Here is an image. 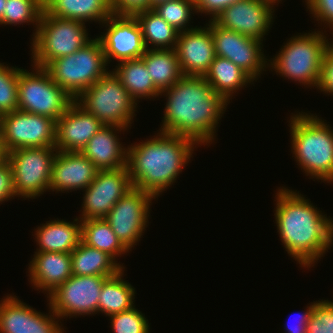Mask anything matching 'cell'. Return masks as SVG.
Wrapping results in <instances>:
<instances>
[{
	"instance_id": "obj_2",
	"label": "cell",
	"mask_w": 333,
	"mask_h": 333,
	"mask_svg": "<svg viewBox=\"0 0 333 333\" xmlns=\"http://www.w3.org/2000/svg\"><path fill=\"white\" fill-rule=\"evenodd\" d=\"M275 197V223L284 248L300 267H313L333 245L332 218L299 191L280 187Z\"/></svg>"
},
{
	"instance_id": "obj_27",
	"label": "cell",
	"mask_w": 333,
	"mask_h": 333,
	"mask_svg": "<svg viewBox=\"0 0 333 333\" xmlns=\"http://www.w3.org/2000/svg\"><path fill=\"white\" fill-rule=\"evenodd\" d=\"M70 254L72 275L112 277L125 269L123 264L117 263L110 255L86 245L82 240Z\"/></svg>"
},
{
	"instance_id": "obj_9",
	"label": "cell",
	"mask_w": 333,
	"mask_h": 333,
	"mask_svg": "<svg viewBox=\"0 0 333 333\" xmlns=\"http://www.w3.org/2000/svg\"><path fill=\"white\" fill-rule=\"evenodd\" d=\"M18 71V110L58 120L75 101L44 67Z\"/></svg>"
},
{
	"instance_id": "obj_13",
	"label": "cell",
	"mask_w": 333,
	"mask_h": 333,
	"mask_svg": "<svg viewBox=\"0 0 333 333\" xmlns=\"http://www.w3.org/2000/svg\"><path fill=\"white\" fill-rule=\"evenodd\" d=\"M153 199L156 198L151 193L133 187L104 218L117 238L130 251L143 237L148 226L149 208Z\"/></svg>"
},
{
	"instance_id": "obj_30",
	"label": "cell",
	"mask_w": 333,
	"mask_h": 333,
	"mask_svg": "<svg viewBox=\"0 0 333 333\" xmlns=\"http://www.w3.org/2000/svg\"><path fill=\"white\" fill-rule=\"evenodd\" d=\"M124 268L116 275L109 277L101 288L98 313L105 314L106 317L115 313H120L131 309L135 302V288L125 279Z\"/></svg>"
},
{
	"instance_id": "obj_10",
	"label": "cell",
	"mask_w": 333,
	"mask_h": 333,
	"mask_svg": "<svg viewBox=\"0 0 333 333\" xmlns=\"http://www.w3.org/2000/svg\"><path fill=\"white\" fill-rule=\"evenodd\" d=\"M55 147L15 149L5 154L13 174L17 197L35 199L49 191Z\"/></svg>"
},
{
	"instance_id": "obj_25",
	"label": "cell",
	"mask_w": 333,
	"mask_h": 333,
	"mask_svg": "<svg viewBox=\"0 0 333 333\" xmlns=\"http://www.w3.org/2000/svg\"><path fill=\"white\" fill-rule=\"evenodd\" d=\"M44 10L56 17L102 23L112 14L110 0H48Z\"/></svg>"
},
{
	"instance_id": "obj_45",
	"label": "cell",
	"mask_w": 333,
	"mask_h": 333,
	"mask_svg": "<svg viewBox=\"0 0 333 333\" xmlns=\"http://www.w3.org/2000/svg\"><path fill=\"white\" fill-rule=\"evenodd\" d=\"M6 0H0V23L3 20V12L5 10Z\"/></svg>"
},
{
	"instance_id": "obj_40",
	"label": "cell",
	"mask_w": 333,
	"mask_h": 333,
	"mask_svg": "<svg viewBox=\"0 0 333 333\" xmlns=\"http://www.w3.org/2000/svg\"><path fill=\"white\" fill-rule=\"evenodd\" d=\"M317 88L333 96V50L329 47L322 58L320 81Z\"/></svg>"
},
{
	"instance_id": "obj_47",
	"label": "cell",
	"mask_w": 333,
	"mask_h": 333,
	"mask_svg": "<svg viewBox=\"0 0 333 333\" xmlns=\"http://www.w3.org/2000/svg\"><path fill=\"white\" fill-rule=\"evenodd\" d=\"M5 157V153L4 152H0V160L3 159Z\"/></svg>"
},
{
	"instance_id": "obj_16",
	"label": "cell",
	"mask_w": 333,
	"mask_h": 333,
	"mask_svg": "<svg viewBox=\"0 0 333 333\" xmlns=\"http://www.w3.org/2000/svg\"><path fill=\"white\" fill-rule=\"evenodd\" d=\"M280 1L239 0L226 7L214 22L224 29L263 41L274 21V5Z\"/></svg>"
},
{
	"instance_id": "obj_31",
	"label": "cell",
	"mask_w": 333,
	"mask_h": 333,
	"mask_svg": "<svg viewBox=\"0 0 333 333\" xmlns=\"http://www.w3.org/2000/svg\"><path fill=\"white\" fill-rule=\"evenodd\" d=\"M142 31L146 49H175L179 31L168 24L155 10L134 14ZM149 45H152L151 48Z\"/></svg>"
},
{
	"instance_id": "obj_3",
	"label": "cell",
	"mask_w": 333,
	"mask_h": 333,
	"mask_svg": "<svg viewBox=\"0 0 333 333\" xmlns=\"http://www.w3.org/2000/svg\"><path fill=\"white\" fill-rule=\"evenodd\" d=\"M151 138L127 147V169L133 187L158 198L177 180L199 145L191 138L161 131Z\"/></svg>"
},
{
	"instance_id": "obj_34",
	"label": "cell",
	"mask_w": 333,
	"mask_h": 333,
	"mask_svg": "<svg viewBox=\"0 0 333 333\" xmlns=\"http://www.w3.org/2000/svg\"><path fill=\"white\" fill-rule=\"evenodd\" d=\"M153 10L179 32L194 29L188 26L192 14L196 12L195 0H169L158 4Z\"/></svg>"
},
{
	"instance_id": "obj_8",
	"label": "cell",
	"mask_w": 333,
	"mask_h": 333,
	"mask_svg": "<svg viewBox=\"0 0 333 333\" xmlns=\"http://www.w3.org/2000/svg\"><path fill=\"white\" fill-rule=\"evenodd\" d=\"M106 66L102 45L93 38L80 50L52 60L45 69L55 83L76 99L109 72Z\"/></svg>"
},
{
	"instance_id": "obj_11",
	"label": "cell",
	"mask_w": 333,
	"mask_h": 333,
	"mask_svg": "<svg viewBox=\"0 0 333 333\" xmlns=\"http://www.w3.org/2000/svg\"><path fill=\"white\" fill-rule=\"evenodd\" d=\"M3 152L33 147H55L56 120L15 110L0 116Z\"/></svg>"
},
{
	"instance_id": "obj_35",
	"label": "cell",
	"mask_w": 333,
	"mask_h": 333,
	"mask_svg": "<svg viewBox=\"0 0 333 333\" xmlns=\"http://www.w3.org/2000/svg\"><path fill=\"white\" fill-rule=\"evenodd\" d=\"M0 63V116L18 109V71Z\"/></svg>"
},
{
	"instance_id": "obj_36",
	"label": "cell",
	"mask_w": 333,
	"mask_h": 333,
	"mask_svg": "<svg viewBox=\"0 0 333 333\" xmlns=\"http://www.w3.org/2000/svg\"><path fill=\"white\" fill-rule=\"evenodd\" d=\"M109 317L114 333H150L148 319L135 306Z\"/></svg>"
},
{
	"instance_id": "obj_14",
	"label": "cell",
	"mask_w": 333,
	"mask_h": 333,
	"mask_svg": "<svg viewBox=\"0 0 333 333\" xmlns=\"http://www.w3.org/2000/svg\"><path fill=\"white\" fill-rule=\"evenodd\" d=\"M211 33L214 40L215 55L232 61L245 71L253 80L261 76L268 68L262 41L242 35L236 31L224 29L211 21Z\"/></svg>"
},
{
	"instance_id": "obj_26",
	"label": "cell",
	"mask_w": 333,
	"mask_h": 333,
	"mask_svg": "<svg viewBox=\"0 0 333 333\" xmlns=\"http://www.w3.org/2000/svg\"><path fill=\"white\" fill-rule=\"evenodd\" d=\"M203 77L228 103L232 100L234 92L236 93L254 81L232 61L219 56H215Z\"/></svg>"
},
{
	"instance_id": "obj_48",
	"label": "cell",
	"mask_w": 333,
	"mask_h": 333,
	"mask_svg": "<svg viewBox=\"0 0 333 333\" xmlns=\"http://www.w3.org/2000/svg\"><path fill=\"white\" fill-rule=\"evenodd\" d=\"M0 152H3L2 146H1V137H0Z\"/></svg>"
},
{
	"instance_id": "obj_29",
	"label": "cell",
	"mask_w": 333,
	"mask_h": 333,
	"mask_svg": "<svg viewBox=\"0 0 333 333\" xmlns=\"http://www.w3.org/2000/svg\"><path fill=\"white\" fill-rule=\"evenodd\" d=\"M141 58L160 92L183 77L175 49H146Z\"/></svg>"
},
{
	"instance_id": "obj_32",
	"label": "cell",
	"mask_w": 333,
	"mask_h": 333,
	"mask_svg": "<svg viewBox=\"0 0 333 333\" xmlns=\"http://www.w3.org/2000/svg\"><path fill=\"white\" fill-rule=\"evenodd\" d=\"M81 240L86 245L107 253L114 260L129 252L105 219L81 220Z\"/></svg>"
},
{
	"instance_id": "obj_44",
	"label": "cell",
	"mask_w": 333,
	"mask_h": 333,
	"mask_svg": "<svg viewBox=\"0 0 333 333\" xmlns=\"http://www.w3.org/2000/svg\"><path fill=\"white\" fill-rule=\"evenodd\" d=\"M169 0H149V9H153L155 6H157L160 3L167 2Z\"/></svg>"
},
{
	"instance_id": "obj_4",
	"label": "cell",
	"mask_w": 333,
	"mask_h": 333,
	"mask_svg": "<svg viewBox=\"0 0 333 333\" xmlns=\"http://www.w3.org/2000/svg\"><path fill=\"white\" fill-rule=\"evenodd\" d=\"M291 151L296 163L311 179L333 183V130L311 113L290 116Z\"/></svg>"
},
{
	"instance_id": "obj_18",
	"label": "cell",
	"mask_w": 333,
	"mask_h": 333,
	"mask_svg": "<svg viewBox=\"0 0 333 333\" xmlns=\"http://www.w3.org/2000/svg\"><path fill=\"white\" fill-rule=\"evenodd\" d=\"M3 298L0 301V333L65 332L63 325L58 323L61 318L51 310L49 303V314H44L18 299L16 295L9 294Z\"/></svg>"
},
{
	"instance_id": "obj_43",
	"label": "cell",
	"mask_w": 333,
	"mask_h": 333,
	"mask_svg": "<svg viewBox=\"0 0 333 333\" xmlns=\"http://www.w3.org/2000/svg\"><path fill=\"white\" fill-rule=\"evenodd\" d=\"M315 303H316L315 301L312 302L311 304L309 303V306H307L306 309H304L305 310L304 313L302 314L298 313L299 319H297L298 321H296L298 323L293 325L288 324L287 328L285 329L286 333H307L306 331L307 323L309 322V318Z\"/></svg>"
},
{
	"instance_id": "obj_41",
	"label": "cell",
	"mask_w": 333,
	"mask_h": 333,
	"mask_svg": "<svg viewBox=\"0 0 333 333\" xmlns=\"http://www.w3.org/2000/svg\"><path fill=\"white\" fill-rule=\"evenodd\" d=\"M110 8L113 14L134 15L149 9V0H110Z\"/></svg>"
},
{
	"instance_id": "obj_12",
	"label": "cell",
	"mask_w": 333,
	"mask_h": 333,
	"mask_svg": "<svg viewBox=\"0 0 333 333\" xmlns=\"http://www.w3.org/2000/svg\"><path fill=\"white\" fill-rule=\"evenodd\" d=\"M108 278L97 275H72L47 296L51 310L61 320L68 316L71 318L97 314L101 288Z\"/></svg>"
},
{
	"instance_id": "obj_42",
	"label": "cell",
	"mask_w": 333,
	"mask_h": 333,
	"mask_svg": "<svg viewBox=\"0 0 333 333\" xmlns=\"http://www.w3.org/2000/svg\"><path fill=\"white\" fill-rule=\"evenodd\" d=\"M239 0H195L196 13H203L214 19L228 6Z\"/></svg>"
},
{
	"instance_id": "obj_38",
	"label": "cell",
	"mask_w": 333,
	"mask_h": 333,
	"mask_svg": "<svg viewBox=\"0 0 333 333\" xmlns=\"http://www.w3.org/2000/svg\"><path fill=\"white\" fill-rule=\"evenodd\" d=\"M305 3L314 20L333 29V0H305Z\"/></svg>"
},
{
	"instance_id": "obj_20",
	"label": "cell",
	"mask_w": 333,
	"mask_h": 333,
	"mask_svg": "<svg viewBox=\"0 0 333 333\" xmlns=\"http://www.w3.org/2000/svg\"><path fill=\"white\" fill-rule=\"evenodd\" d=\"M98 171L81 152L57 151L52 163L49 191L65 193L85 190L96 178Z\"/></svg>"
},
{
	"instance_id": "obj_46",
	"label": "cell",
	"mask_w": 333,
	"mask_h": 333,
	"mask_svg": "<svg viewBox=\"0 0 333 333\" xmlns=\"http://www.w3.org/2000/svg\"><path fill=\"white\" fill-rule=\"evenodd\" d=\"M332 34H333V32H332ZM332 40H331V42L329 41V47L333 50V41Z\"/></svg>"
},
{
	"instance_id": "obj_19",
	"label": "cell",
	"mask_w": 333,
	"mask_h": 333,
	"mask_svg": "<svg viewBox=\"0 0 333 333\" xmlns=\"http://www.w3.org/2000/svg\"><path fill=\"white\" fill-rule=\"evenodd\" d=\"M175 51L183 76H204L216 56L211 20L205 27L179 32Z\"/></svg>"
},
{
	"instance_id": "obj_23",
	"label": "cell",
	"mask_w": 333,
	"mask_h": 333,
	"mask_svg": "<svg viewBox=\"0 0 333 333\" xmlns=\"http://www.w3.org/2000/svg\"><path fill=\"white\" fill-rule=\"evenodd\" d=\"M28 266L29 279L36 290L51 294L72 276L71 254L61 252H34Z\"/></svg>"
},
{
	"instance_id": "obj_21",
	"label": "cell",
	"mask_w": 333,
	"mask_h": 333,
	"mask_svg": "<svg viewBox=\"0 0 333 333\" xmlns=\"http://www.w3.org/2000/svg\"><path fill=\"white\" fill-rule=\"evenodd\" d=\"M103 126L93 114L74 101L56 121L55 148L58 151L81 152Z\"/></svg>"
},
{
	"instance_id": "obj_39",
	"label": "cell",
	"mask_w": 333,
	"mask_h": 333,
	"mask_svg": "<svg viewBox=\"0 0 333 333\" xmlns=\"http://www.w3.org/2000/svg\"><path fill=\"white\" fill-rule=\"evenodd\" d=\"M16 193L13 186V174L9 161L4 157L0 160V204L14 199Z\"/></svg>"
},
{
	"instance_id": "obj_22",
	"label": "cell",
	"mask_w": 333,
	"mask_h": 333,
	"mask_svg": "<svg viewBox=\"0 0 333 333\" xmlns=\"http://www.w3.org/2000/svg\"><path fill=\"white\" fill-rule=\"evenodd\" d=\"M127 128L115 125H104L81 150L98 170L127 167V149L119 141L121 131ZM118 131V132H117Z\"/></svg>"
},
{
	"instance_id": "obj_17",
	"label": "cell",
	"mask_w": 333,
	"mask_h": 333,
	"mask_svg": "<svg viewBox=\"0 0 333 333\" xmlns=\"http://www.w3.org/2000/svg\"><path fill=\"white\" fill-rule=\"evenodd\" d=\"M102 24L106 32L97 39L102 45L106 63L141 58L146 52L143 35L134 15L111 14Z\"/></svg>"
},
{
	"instance_id": "obj_6",
	"label": "cell",
	"mask_w": 333,
	"mask_h": 333,
	"mask_svg": "<svg viewBox=\"0 0 333 333\" xmlns=\"http://www.w3.org/2000/svg\"><path fill=\"white\" fill-rule=\"evenodd\" d=\"M87 30L81 21L49 15L43 10L30 43L33 65L45 68L52 60L85 47L93 40L88 37Z\"/></svg>"
},
{
	"instance_id": "obj_15",
	"label": "cell",
	"mask_w": 333,
	"mask_h": 333,
	"mask_svg": "<svg viewBox=\"0 0 333 333\" xmlns=\"http://www.w3.org/2000/svg\"><path fill=\"white\" fill-rule=\"evenodd\" d=\"M133 188L127 167L99 170L83 190L80 220L104 219L112 207Z\"/></svg>"
},
{
	"instance_id": "obj_7",
	"label": "cell",
	"mask_w": 333,
	"mask_h": 333,
	"mask_svg": "<svg viewBox=\"0 0 333 333\" xmlns=\"http://www.w3.org/2000/svg\"><path fill=\"white\" fill-rule=\"evenodd\" d=\"M75 102L103 125L129 128L136 116V101L110 70L83 91Z\"/></svg>"
},
{
	"instance_id": "obj_37",
	"label": "cell",
	"mask_w": 333,
	"mask_h": 333,
	"mask_svg": "<svg viewBox=\"0 0 333 333\" xmlns=\"http://www.w3.org/2000/svg\"><path fill=\"white\" fill-rule=\"evenodd\" d=\"M306 331L307 333H333V301H316Z\"/></svg>"
},
{
	"instance_id": "obj_5",
	"label": "cell",
	"mask_w": 333,
	"mask_h": 333,
	"mask_svg": "<svg viewBox=\"0 0 333 333\" xmlns=\"http://www.w3.org/2000/svg\"><path fill=\"white\" fill-rule=\"evenodd\" d=\"M328 41L322 30L292 36L275 58L268 60V67L275 69L277 75L317 88L322 58L329 48Z\"/></svg>"
},
{
	"instance_id": "obj_28",
	"label": "cell",
	"mask_w": 333,
	"mask_h": 333,
	"mask_svg": "<svg viewBox=\"0 0 333 333\" xmlns=\"http://www.w3.org/2000/svg\"><path fill=\"white\" fill-rule=\"evenodd\" d=\"M117 65L112 72L136 103L138 99L159 97L161 92L155 87L142 58L124 60Z\"/></svg>"
},
{
	"instance_id": "obj_33",
	"label": "cell",
	"mask_w": 333,
	"mask_h": 333,
	"mask_svg": "<svg viewBox=\"0 0 333 333\" xmlns=\"http://www.w3.org/2000/svg\"><path fill=\"white\" fill-rule=\"evenodd\" d=\"M44 10L43 0H6L0 25L34 24L36 30Z\"/></svg>"
},
{
	"instance_id": "obj_1",
	"label": "cell",
	"mask_w": 333,
	"mask_h": 333,
	"mask_svg": "<svg viewBox=\"0 0 333 333\" xmlns=\"http://www.w3.org/2000/svg\"><path fill=\"white\" fill-rule=\"evenodd\" d=\"M161 95L167 100L161 132L191 138L201 146L216 139L218 121L229 103L203 76H183Z\"/></svg>"
},
{
	"instance_id": "obj_24",
	"label": "cell",
	"mask_w": 333,
	"mask_h": 333,
	"mask_svg": "<svg viewBox=\"0 0 333 333\" xmlns=\"http://www.w3.org/2000/svg\"><path fill=\"white\" fill-rule=\"evenodd\" d=\"M33 236L39 247L36 252L71 253L81 242V220L76 217L73 222L58 218L47 221L37 227Z\"/></svg>"
}]
</instances>
